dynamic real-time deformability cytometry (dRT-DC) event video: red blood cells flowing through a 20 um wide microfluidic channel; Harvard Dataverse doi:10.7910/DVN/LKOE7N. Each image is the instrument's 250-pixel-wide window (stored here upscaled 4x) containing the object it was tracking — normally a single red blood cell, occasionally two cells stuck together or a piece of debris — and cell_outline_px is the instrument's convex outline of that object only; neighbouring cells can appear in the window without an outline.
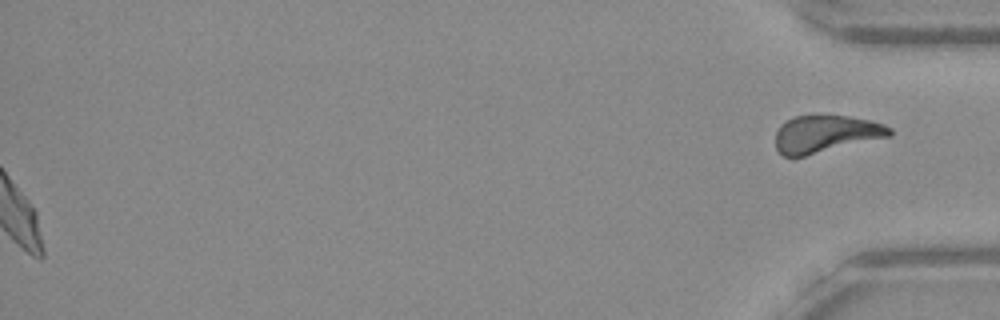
{"species": "Egyptian fruit bat (a non-hibernating species)", "species_latin": "Rousettus aegyptiacus", "temperature_condition": "warm", "stored_images_in_passage": 54, "segment_of_instrument_passage": [2, 2], "camera_frame_rate_fps": 3000, "um_per_image_px": 0.085, "frame": {"image": 1, "passage_image": 54, "time_ms": 17.667, "image_size_px": [1000, 320], "cell_outline_px": [[892, 136], [804, 156], [784, 156], [776, 148], [776, 132], [780, 124], [792, 116], [848, 116], [868, 120], [884, 124], [892, 128]], "centroid_in_image_um": [70.2, 11.38], "position_along_channel_um": 365.0, "area_um2": 24.68}}